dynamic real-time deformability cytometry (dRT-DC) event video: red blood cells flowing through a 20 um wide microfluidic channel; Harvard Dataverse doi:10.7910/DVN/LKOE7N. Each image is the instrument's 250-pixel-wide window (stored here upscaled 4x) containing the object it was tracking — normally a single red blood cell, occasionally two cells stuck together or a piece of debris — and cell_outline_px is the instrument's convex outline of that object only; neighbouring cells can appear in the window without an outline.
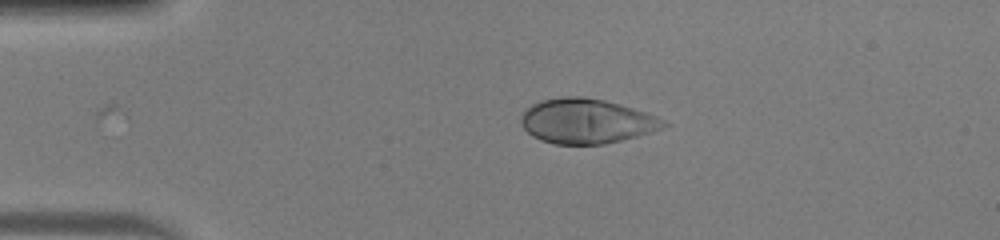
{"species": "human", "species_latin": "Homo sapiens", "temperature_condition": "warm", "stored_images_in_passage": 35, "camera_frame_rate_fps": 3000, "um_per_image_px": 0.085, "donor": {"sex": "male"}, "frame": {"image": 1, "passage_image": 1, "time_ms": 0.0, "image_size_px": [1000, 240], "cell_outline_px": [[672, 124], [636, 136], [604, 144], [556, 144], [540, 140], [532, 136], [524, 128], [520, 120], [520, 116], [532, 104], [540, 100], [564, 96], [584, 96], [604, 100], [632, 108], [656, 116]], "centroid_in_image_um": [49.82, 10.29], "position_along_channel_um": 35.2, "area_um2": 36.93}}
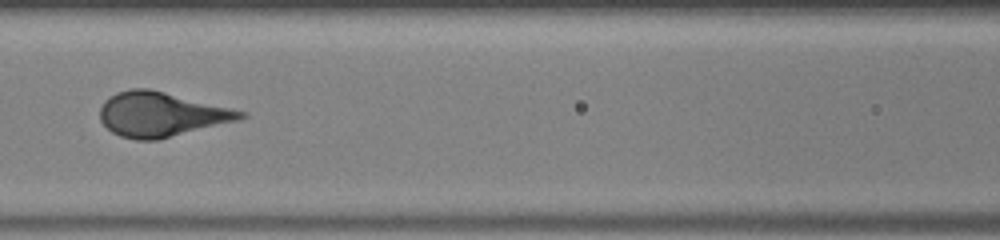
{"frame": {"image": 2, "passage_image": 13, "time_ms": 4.0, "image_size_px": [1000, 240], "cell_outline_px": [[248, 116], [240, 120], [156, 140], [136, 140], [120, 136], [112, 132], [100, 120], [100, 108], [104, 100], [116, 92], [132, 88], [148, 88], [248, 112]], "centroid_in_image_um": [13.7, 9.72], "position_along_channel_um": 152.9, "area_um2": 36.41}}
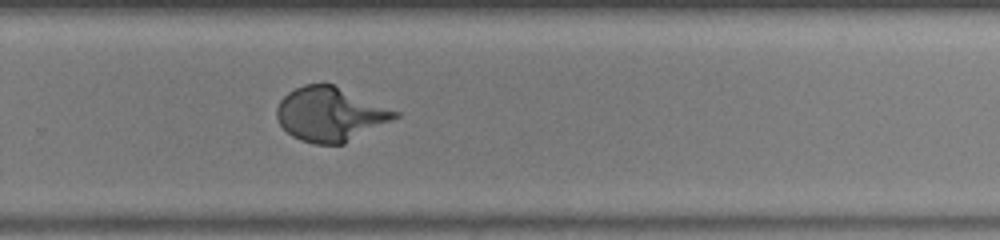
{"frame": {"image": 3, "passage_image": 24, "time_ms": 7.667, "image_size_px": [1000, 240], "cell_outline_px": [[400, 116], [344, 144], [316, 144], [300, 140], [292, 136], [280, 124], [276, 116], [276, 108], [280, 100], [288, 92], [304, 84], [332, 84], [400, 112]], "centroid_in_image_um": [28.05, 9.71], "position_along_channel_um": 301.7, "area_um2": 36.99}}